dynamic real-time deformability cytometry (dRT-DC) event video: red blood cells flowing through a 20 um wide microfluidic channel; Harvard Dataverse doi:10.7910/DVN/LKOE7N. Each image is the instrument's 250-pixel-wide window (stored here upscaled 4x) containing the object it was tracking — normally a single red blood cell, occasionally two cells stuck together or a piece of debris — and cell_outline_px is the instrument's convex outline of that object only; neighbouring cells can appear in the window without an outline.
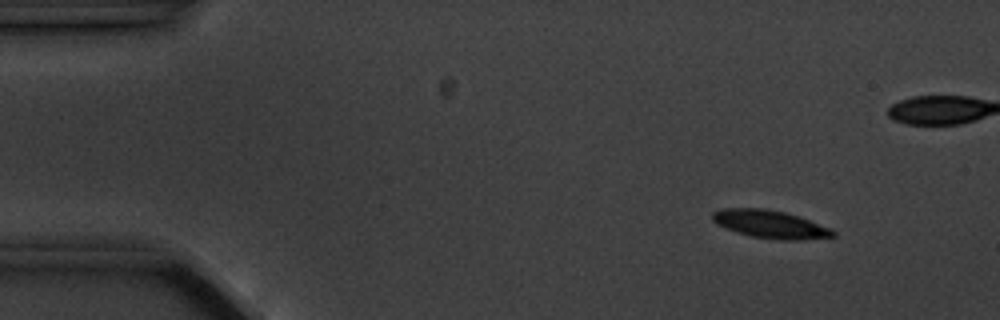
{"species": "common noctule bat (a hibernating species)", "species_latin": "Nyctalus noctula", "temperature_condition": "cold", "stored_images_in_passage": 5, "camera_frame_rate_fps": 3000, "um_per_image_px": 0.085, "animal": {"sex": "male", "body_mass_g": 20.1, "forearm_length_mm": 53.5}, "frame": {"image": 1, "passage_image": 1, "time_ms": 0.0, "image_size_px": [1000, 320], "cell_outline_px": [[836, 236], [796, 240], [780, 240], [752, 236], [724, 228], [716, 224], [712, 220], [712, 212], [724, 208], [764, 208], [784, 212], [832, 228], [836, 232]], "centroid_in_image_um": [65.45, 19.06], "position_along_channel_um": 19.6, "area_um2": 19.48}}